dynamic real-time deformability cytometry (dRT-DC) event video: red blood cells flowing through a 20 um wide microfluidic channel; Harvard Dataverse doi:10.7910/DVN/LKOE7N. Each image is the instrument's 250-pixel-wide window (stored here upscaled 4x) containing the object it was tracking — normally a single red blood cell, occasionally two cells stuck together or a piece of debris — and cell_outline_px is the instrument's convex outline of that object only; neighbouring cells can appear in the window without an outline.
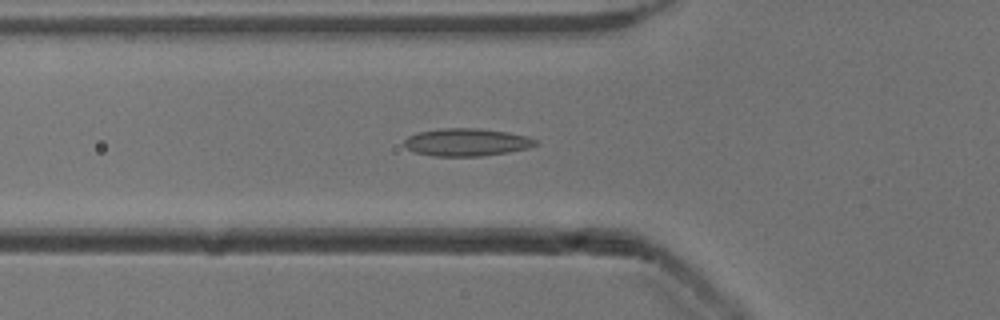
{"species": "common noctule bat (a hibernating species)", "species_latin": "Nyctalus noctula", "temperature_condition": "cold", "stored_images_in_passage": 51, "camera_frame_rate_fps": 3000, "um_per_image_px": 0.085, "animal": {"sex": "male", "body_mass_g": 13.3}, "frame": {"image": 1, "passage_image": 17, "time_ms": 5.333, "image_size_px": [1000, 320], "cell_outline_px": [[540, 144], [528, 148], [508, 152], [480, 156], [432, 156], [412, 152], [404, 144], [404, 140], [408, 136], [416, 132], [444, 128], [480, 128], [508, 132], [528, 136], [536, 140]], "centroid_in_image_um": [39.66, 12.08], "position_along_channel_um": 86.1, "area_um2": 21.33}}
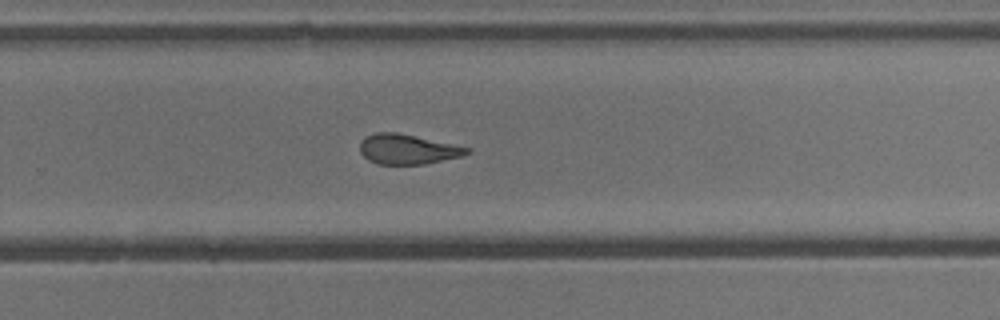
{"frame": {"image": 2, "passage_image": 33, "time_ms": 10.667, "image_size_px": [1000, 320], "cell_outline_px": [[472, 152], [460, 156], [424, 164], [376, 164], [368, 160], [360, 152], [360, 140], [364, 136], [376, 132], [396, 132], [472, 148]], "centroid_in_image_um": [34.61, 12.68], "position_along_channel_um": 295.2, "area_um2": 18.67}}
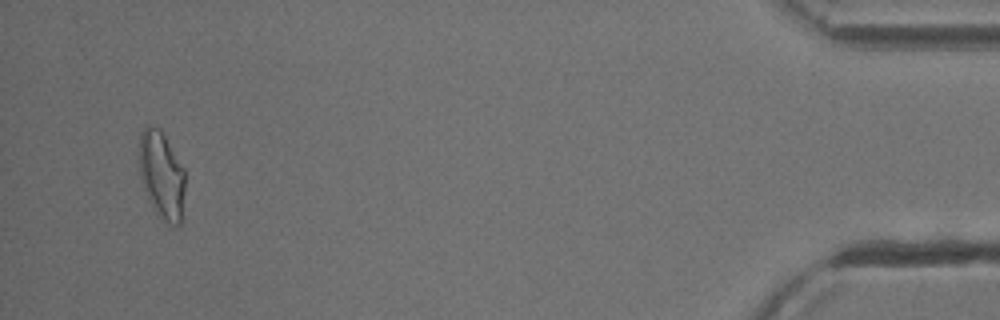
{"frame": {"image": 3, "passage_image": 49, "time_ms": 16.0, "image_size_px": [1000, 320], "cell_outline_px": [[184, 188], [180, 224], [172, 224], [156, 212], [144, 188], [140, 176], [136, 160], [140, 132], [148, 124], [160, 128], [184, 168]], "centroid_in_image_um": [13.68, 14.76], "position_along_channel_um": 421.5, "area_um2": 23.35}, "authors_computed_cell_mechanics": {"area_um2": 20.23, "velocity_mm_per_s": 3.9022, "shape_relaxation_time_tau1_ms": null, "shape_relaxation_time_tau2_ms": 2.723, "deformation_change_tau1": null, "deformation_change_tau2": 0.1103}}